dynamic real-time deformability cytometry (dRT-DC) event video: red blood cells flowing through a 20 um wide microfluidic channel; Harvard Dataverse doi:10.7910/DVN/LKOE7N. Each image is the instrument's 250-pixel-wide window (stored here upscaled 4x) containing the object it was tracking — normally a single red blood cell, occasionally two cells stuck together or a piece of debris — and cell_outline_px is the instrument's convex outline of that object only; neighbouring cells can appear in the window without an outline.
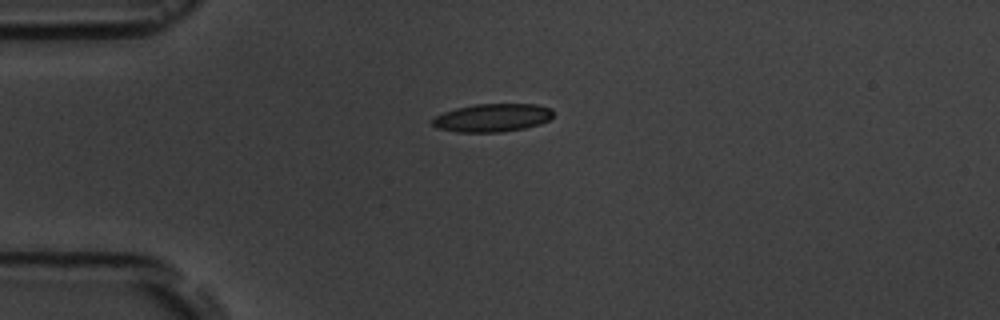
{"species": "common noctule bat (a hibernating species)", "species_latin": "Nyctalus noctula", "temperature_condition": "room temperature", "stored_images_in_passage": 5, "camera_frame_rate_fps": 3000, "um_per_image_px": 0.085, "animal": {"sex": "male", "body_mass_g": 19.5, "forearm_length_mm": 54.6}, "frame": {"image": 1, "passage_image": 1, "time_ms": 0.0, "image_size_px": [1000, 320], "cell_outline_px": [[552, 116], [548, 120], [540, 124], [524, 128], [500, 132], [456, 132], [436, 128], [432, 124], [432, 120], [436, 116], [444, 112], [456, 108], [476, 104], [536, 104], [552, 108]], "centroid_in_image_um": [41.84, 10.01], "position_along_channel_um": 43.2, "area_um2": 19.77}}
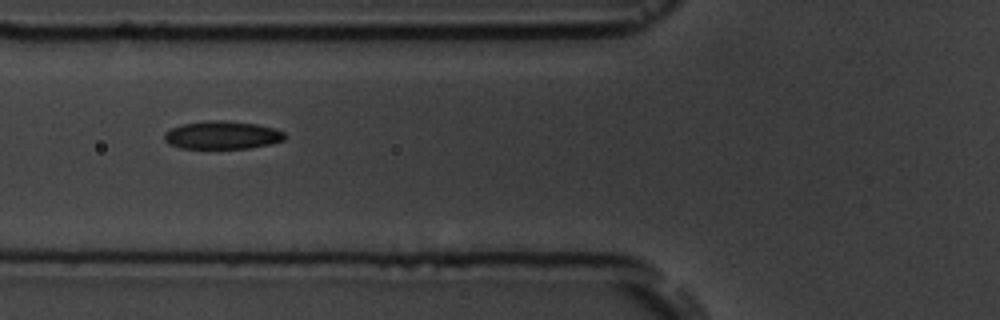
{"frame": {"image": 2, "passage_image": 3, "time_ms": 2.333, "image_size_px": [1000, 320], "cell_outline_px": [[288, 136], [284, 140], [272, 144], [248, 148], [180, 148], [168, 144], [164, 140], [164, 132], [180, 124], [212, 120], [224, 120], [256, 124], [276, 128], [284, 132]], "centroid_in_image_um": [18.91, 11.48], "position_along_channel_um": 106.9, "area_um2": 19.88}}
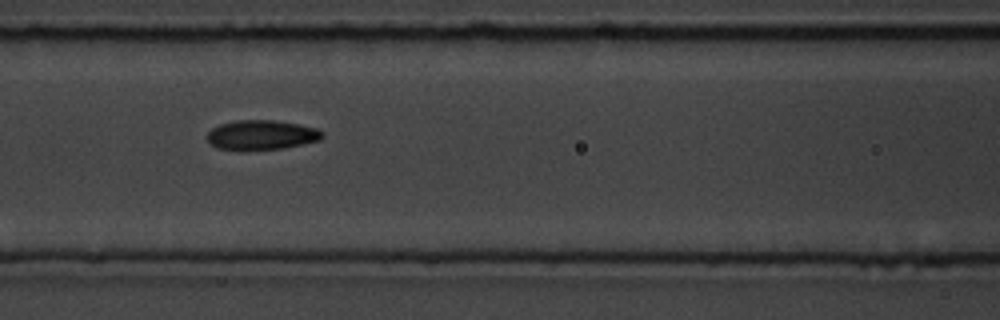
{"frame": {"image": 3, "passage_image": 4, "time_ms": 3.333, "image_size_px": [1000, 320], "cell_outline_px": [[324, 136], [320, 140], [284, 148], [244, 152], [216, 148], [208, 140], [208, 132], [212, 128], [220, 124], [236, 120], [272, 120], [296, 124], [316, 128], [324, 132]], "centroid_in_image_um": [22.21, 11.5], "position_along_channel_um": 144.4, "area_um2": 20.23}}